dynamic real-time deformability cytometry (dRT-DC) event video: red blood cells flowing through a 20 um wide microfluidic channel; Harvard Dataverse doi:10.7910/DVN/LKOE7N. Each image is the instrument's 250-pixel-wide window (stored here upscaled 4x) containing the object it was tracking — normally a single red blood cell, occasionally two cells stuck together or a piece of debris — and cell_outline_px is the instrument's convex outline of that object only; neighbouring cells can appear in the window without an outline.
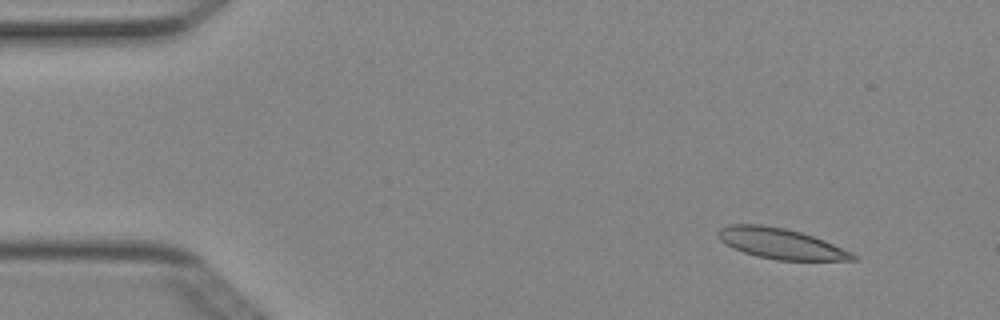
{"species": "Egyptian fruit bat (a non-hibernating species)", "species_latin": "Rousettus aegyptiacus", "temperature_condition": "cold", "stored_images_in_passage": 6, "camera_frame_rate_fps": 3000, "um_per_image_px": 0.085, "animal": {"sex": "female"}, "frame": {"image": 1, "passage_image": 1, "time_ms": 0.0, "image_size_px": [1000, 320], "cell_outline_px": [[860, 256], [856, 260], [776, 260], [756, 256], [732, 248], [720, 240], [716, 232], [720, 228], [728, 224], [760, 224], [784, 228], [800, 232], [824, 240], [852, 252]], "centroid_in_image_um": [66.36, 20.7], "position_along_channel_um": 18.6, "area_um2": 24.04}}
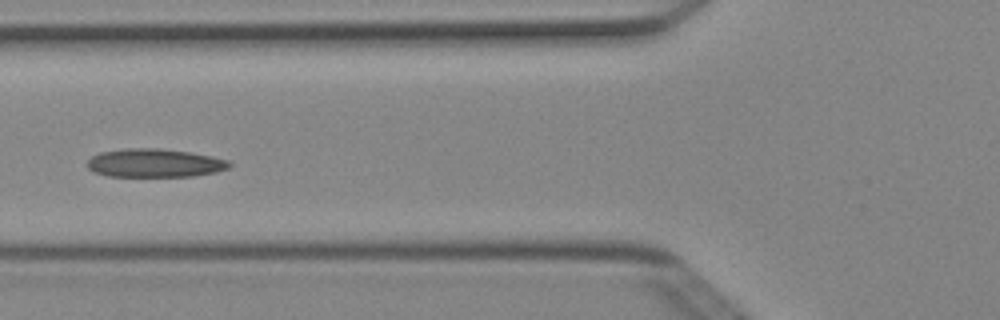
{"frame": {"image": 2, "passage_image": 5, "time_ms": 1.333, "image_size_px": [1000, 320], "cell_outline_px": [[232, 164], [228, 168], [216, 172], [192, 176], [108, 176], [92, 172], [84, 164], [92, 156], [100, 152], [128, 148], [160, 148], [188, 152], [212, 156], [228, 160]], "centroid_in_image_um": [13.11, 13.86], "position_along_channel_um": 112.7, "area_um2": 23.64}}
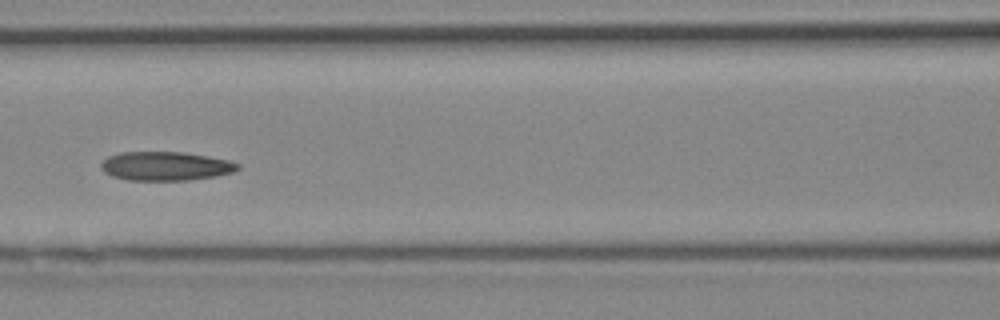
{"frame": {"image": 3, "passage_image": 6, "time_ms": 1.667, "image_size_px": [1000, 320], "cell_outline_px": [[240, 168], [232, 172], [216, 176], [188, 180], [128, 180], [112, 176], [104, 172], [100, 168], [100, 164], [108, 156], [120, 152], [180, 152], [208, 156], [228, 160], [240, 164]], "centroid_in_image_um": [14.06, 14.12], "position_along_channel_um": 152.5, "area_um2": 23.0}}